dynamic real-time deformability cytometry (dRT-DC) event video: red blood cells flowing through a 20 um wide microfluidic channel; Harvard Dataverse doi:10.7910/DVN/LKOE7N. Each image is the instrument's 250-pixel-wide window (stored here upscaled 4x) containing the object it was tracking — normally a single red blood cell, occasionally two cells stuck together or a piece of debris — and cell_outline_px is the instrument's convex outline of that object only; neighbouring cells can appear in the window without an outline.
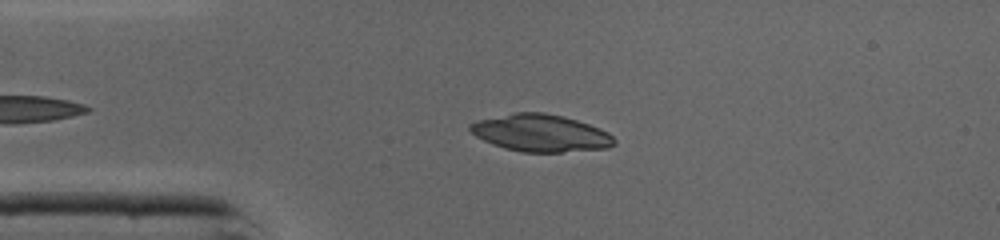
{"species": "common noctule bat (a hibernating species)", "species_latin": "Nyctalus noctula", "temperature_condition": "cold", "stored_images_in_passage": 37, "camera_frame_rate_fps": 3000, "um_per_image_px": 0.085, "animal": {"sex": "male", "body_mass_g": 19.0, "forearm_length_mm": 50.8}, "frame": {"image": 1, "passage_image": 9, "time_ms": 2.667, "image_size_px": [1000, 240], "cell_outline_px": [[616, 144], [608, 148], [560, 152], [520, 152], [504, 148], [492, 144], [476, 136], [468, 128], [468, 124], [476, 120], [512, 112], [544, 112], [564, 116], [600, 128], [608, 132], [616, 140]], "centroid_in_image_um": [45.94, 11.3], "position_along_channel_um": 39.1, "area_um2": 31.5}}
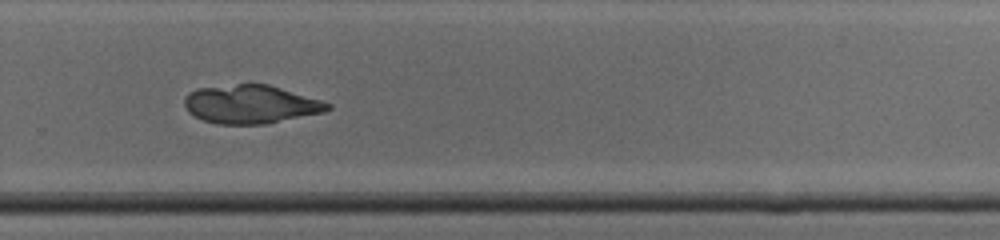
{"frame": {"image": 2, "passage_image": 29, "time_ms": 9.333, "image_size_px": [1000, 240], "cell_outline_px": [[332, 108], [324, 112], [268, 124], [216, 124], [204, 120], [188, 112], [184, 104], [184, 100], [188, 92], [196, 88], [236, 84], [268, 84], [320, 100], [332, 104]], "centroid_in_image_um": [21.31, 8.87], "position_along_channel_um": 308.5, "area_um2": 32.14}}
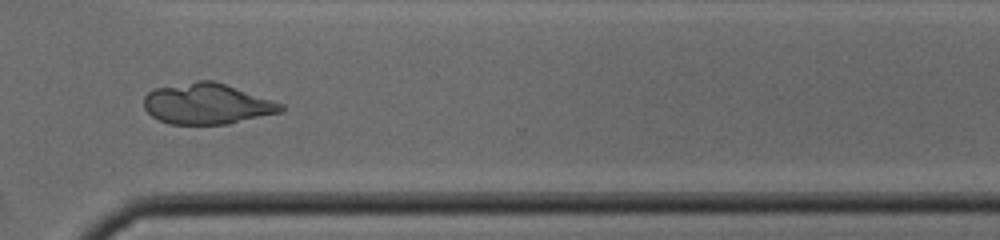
{"frame": {"image": 3, "passage_image": 32, "time_ms": 10.333, "image_size_px": [1000, 240], "cell_outline_px": [[284, 108], [280, 112], [228, 124], [168, 124], [152, 116], [144, 108], [144, 96], [148, 92], [156, 88], [196, 80], [212, 80], [284, 104]], "centroid_in_image_um": [17.57, 8.83], "position_along_channel_um": 353.0, "area_um2": 32.31}}